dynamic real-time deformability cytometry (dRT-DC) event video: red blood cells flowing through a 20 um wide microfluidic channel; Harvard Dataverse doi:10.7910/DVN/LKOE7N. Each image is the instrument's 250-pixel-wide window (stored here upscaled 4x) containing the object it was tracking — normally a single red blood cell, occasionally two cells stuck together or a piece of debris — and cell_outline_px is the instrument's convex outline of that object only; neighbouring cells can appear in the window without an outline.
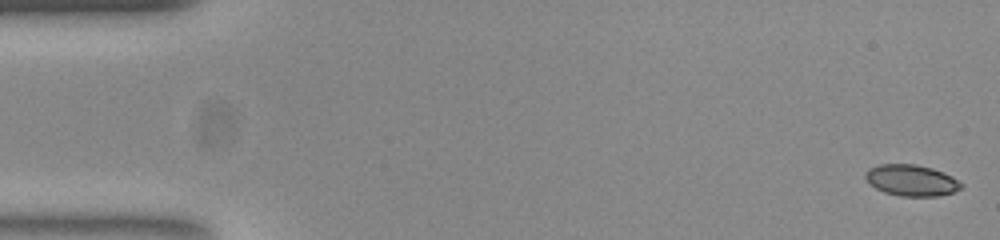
{"species": "common noctule bat (a hibernating species)", "species_latin": "Nyctalus noctula", "temperature_condition": "room temperature", "stored_images_in_passage": 18, "camera_frame_rate_fps": 3000, "um_per_image_px": 0.085, "animal": {"sex": "female", "body_mass_g": 23.0, "forearm_length_mm": 53.4}, "frame": {"image": 1, "passage_image": 1, "time_ms": 0.0, "image_size_px": [1000, 240], "cell_outline_px": [[964, 184], [960, 188], [952, 192], [936, 196], [900, 196], [884, 192], [876, 188], [864, 176], [864, 172], [868, 168], [880, 164], [916, 164], [932, 168], [944, 172], [952, 176]], "centroid_in_image_um": [77.47, 15.31], "position_along_channel_um": 7.5, "area_um2": 17.4}}
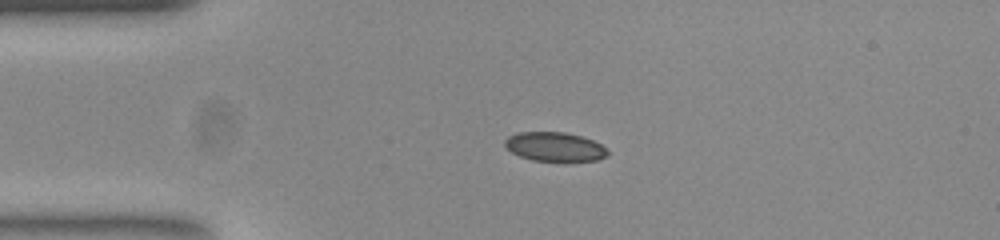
{"frame": {"image": 2, "passage_image": 12, "time_ms": 3.667, "image_size_px": [1000, 240], "cell_outline_px": [[608, 156], [600, 160], [564, 164], [532, 160], [520, 156], [504, 148], [504, 140], [508, 136], [516, 132], [564, 132], [580, 136], [592, 140], [608, 148]], "centroid_in_image_um": [47.18, 12.53], "position_along_channel_um": 37.8, "area_um2": 18.38}}